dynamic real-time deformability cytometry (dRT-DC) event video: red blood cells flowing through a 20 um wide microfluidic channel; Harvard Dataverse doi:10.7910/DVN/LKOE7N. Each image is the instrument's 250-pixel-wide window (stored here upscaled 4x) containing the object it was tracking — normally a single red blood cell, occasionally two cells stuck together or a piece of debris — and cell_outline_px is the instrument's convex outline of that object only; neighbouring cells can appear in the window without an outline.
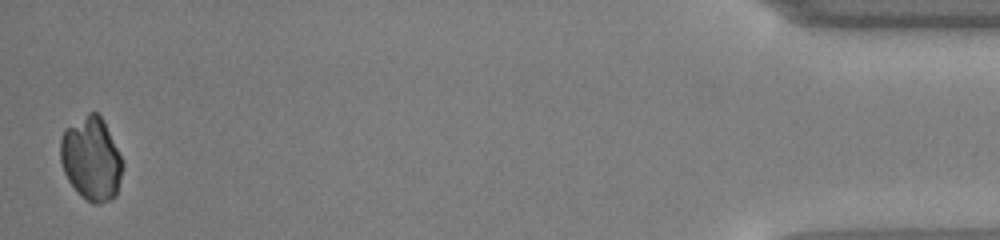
{"species": "common noctule bat (a hibernating species)", "species_latin": "Nyctalus noctula", "temperature_condition": "cold", "stored_images_in_passage": 46, "camera_frame_rate_fps": 3000, "um_per_image_px": 0.085, "animal": {"sex": "male", "body_mass_g": 13.0, "forearm_length_mm": 53.1}, "frame": {"image": 1, "passage_image": 46, "time_ms": 15.0, "image_size_px": [1000, 240], "cell_outline_px": [[124, 164], [116, 196], [100, 204], [96, 204], [80, 196], [68, 180], [64, 172], [60, 160], [60, 136], [64, 128], [88, 112], [96, 112], [104, 120]], "centroid_in_image_um": [7.74, 13.48], "position_along_channel_um": 427.5, "area_um2": 30.4}}